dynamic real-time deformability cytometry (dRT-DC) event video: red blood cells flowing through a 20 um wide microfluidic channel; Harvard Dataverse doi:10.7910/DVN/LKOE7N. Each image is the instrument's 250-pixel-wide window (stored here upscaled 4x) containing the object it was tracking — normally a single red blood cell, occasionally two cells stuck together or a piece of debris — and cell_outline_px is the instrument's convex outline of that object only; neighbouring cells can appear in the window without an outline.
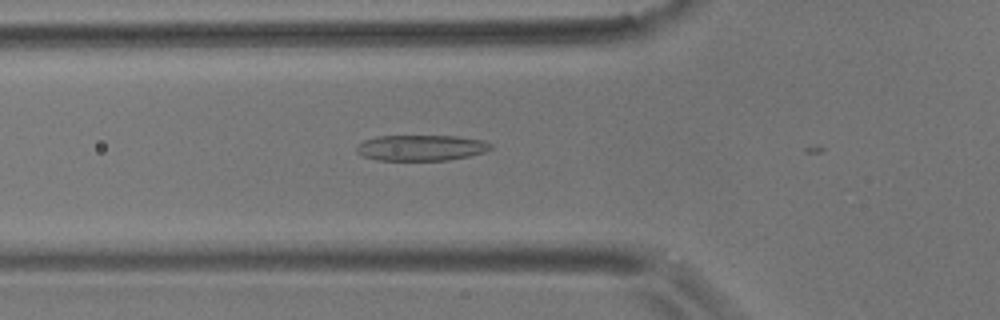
{"species": "common noctule bat (a hibernating species)", "species_latin": "Nyctalus noctula", "temperature_condition": "room temperature", "stored_images_in_passage": 4, "camera_frame_rate_fps": 3000, "um_per_image_px": 0.085, "animal": {"sex": "male", "body_mass_g": 17.9}, "frame": {"image": 1, "passage_image": 3, "time_ms": 0.667, "image_size_px": [1000, 320], "cell_outline_px": [[492, 148], [484, 152], [468, 156], [448, 160], [376, 160], [364, 156], [356, 152], [356, 144], [364, 140], [376, 136], [456, 136], [484, 140], [492, 144]], "centroid_in_image_um": [35.77, 12.56], "position_along_channel_um": 90.0, "area_um2": 20.23}}